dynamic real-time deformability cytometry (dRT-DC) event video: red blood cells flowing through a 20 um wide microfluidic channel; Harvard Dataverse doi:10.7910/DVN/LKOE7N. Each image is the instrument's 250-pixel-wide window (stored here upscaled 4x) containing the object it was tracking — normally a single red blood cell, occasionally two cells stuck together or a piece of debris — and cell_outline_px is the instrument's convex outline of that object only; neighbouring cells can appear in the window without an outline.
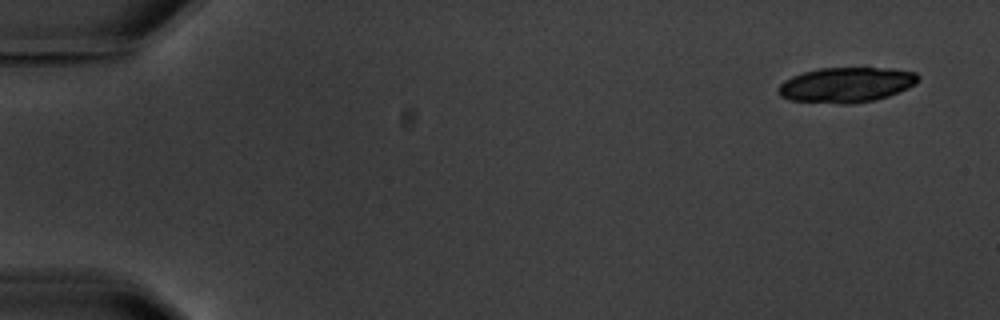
{"species": "common noctule bat (a hibernating species)", "species_latin": "Nyctalus noctula", "temperature_condition": "warm", "stored_images_in_passage": 5, "camera_frame_rate_fps": 3000, "um_per_image_px": 0.085, "animal": {"sex": "male", "body_mass_g": 20.1, "forearm_length_mm": 53.5}, "frame": {"image": 1, "passage_image": 1, "time_ms": 0.0, "image_size_px": [1000, 320], "cell_outline_px": [[920, 80], [916, 84], [908, 88], [888, 96], [876, 100], [852, 104], [840, 104], [788, 100], [780, 96], [776, 92], [776, 88], [784, 80], [792, 76], [804, 72], [820, 68], [892, 68], [916, 72], [920, 76]], "centroid_in_image_um": [71.93, 7.21], "position_along_channel_um": 13.1, "area_um2": 29.02}}